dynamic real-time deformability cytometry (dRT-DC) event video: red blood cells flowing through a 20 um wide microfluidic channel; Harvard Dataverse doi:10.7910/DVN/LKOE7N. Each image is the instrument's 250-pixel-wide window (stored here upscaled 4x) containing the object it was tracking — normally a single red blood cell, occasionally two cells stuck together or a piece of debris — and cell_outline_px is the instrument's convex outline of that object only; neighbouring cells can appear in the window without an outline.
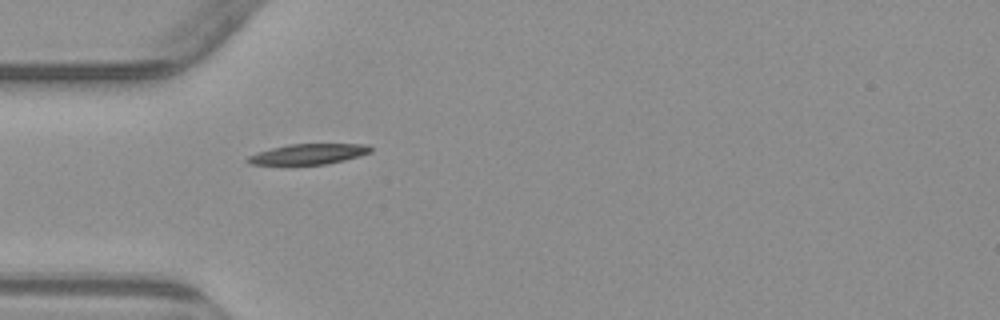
{"species": "common noctule bat (a hibernating species)", "species_latin": "Nyctalus noctula", "temperature_condition": "warm", "stored_images_in_passage": 5, "camera_frame_rate_fps": 3000, "um_per_image_px": 0.085, "animal": {"sex": "male", "body_mass_g": 23.1, "forearm_length_mm": 52.7}, "frame": {"image": 1, "passage_image": 5, "time_ms": 5.0, "image_size_px": [1000, 320], "cell_outline_px": [[372, 152], [360, 156], [344, 160], [324, 164], [248, 164], [244, 160], [248, 156], [256, 152], [288, 144], [368, 144], [372, 148]], "centroid_in_image_um": [26.21, 13.09], "position_along_channel_um": 58.8, "area_um2": 14.62}}